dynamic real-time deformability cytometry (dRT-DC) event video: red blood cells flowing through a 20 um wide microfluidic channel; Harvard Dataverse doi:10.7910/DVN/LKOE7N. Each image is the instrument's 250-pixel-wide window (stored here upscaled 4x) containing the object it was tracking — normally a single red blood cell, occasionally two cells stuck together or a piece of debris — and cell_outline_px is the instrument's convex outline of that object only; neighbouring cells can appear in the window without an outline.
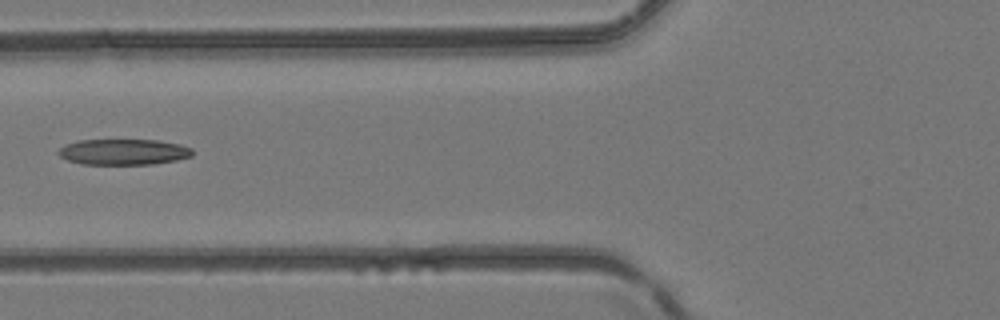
{"species": "common noctule bat (a hibernating species)", "species_latin": "Nyctalus noctula", "temperature_condition": "room temperature", "stored_images_in_passage": 5, "camera_frame_rate_fps": 3000, "um_per_image_px": 0.085, "animal": {"sex": "female", "body_mass_g": 24.6, "forearm_length_mm": 56.2}, "frame": {"image": 1, "passage_image": 5, "time_ms": 1.333, "image_size_px": [1000, 320], "cell_outline_px": [[192, 156], [176, 160], [152, 164], [80, 164], [68, 160], [60, 156], [56, 152], [64, 144], [80, 140], [156, 140], [180, 144], [192, 148]], "centroid_in_image_um": [10.48, 12.91], "position_along_channel_um": 115.3, "area_um2": 20.17}}